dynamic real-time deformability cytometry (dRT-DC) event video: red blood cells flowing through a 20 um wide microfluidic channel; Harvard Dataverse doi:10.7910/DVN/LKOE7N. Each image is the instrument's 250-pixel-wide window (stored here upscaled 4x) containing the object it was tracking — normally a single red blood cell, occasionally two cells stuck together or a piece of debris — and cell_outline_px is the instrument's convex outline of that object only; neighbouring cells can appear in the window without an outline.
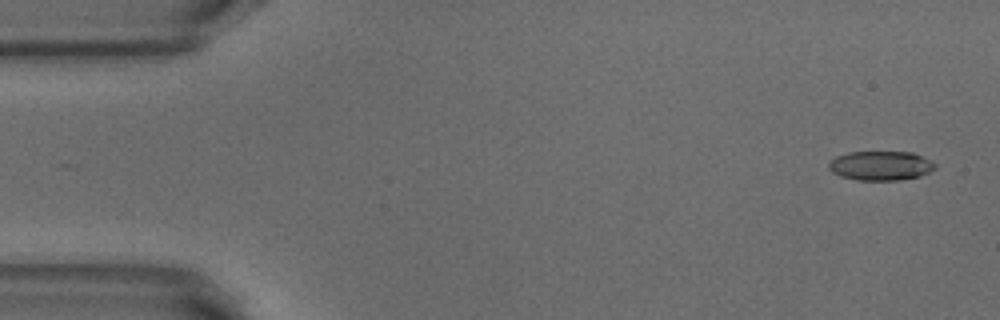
{"species": "common noctule bat (a hibernating species)", "species_latin": "Nyctalus noctula", "temperature_condition": "warm", "stored_images_in_passage": 50, "camera_frame_rate_fps": 3000, "um_per_image_px": 0.085, "animal": {"sex": "male", "body_mass_g": 18.8}, "frame": {"image": 1, "passage_image": 1, "time_ms": 0.0, "image_size_px": [1000, 320], "cell_outline_px": [[936, 168], [920, 176], [900, 180], [856, 180], [840, 176], [832, 172], [828, 168], [828, 160], [836, 156], [848, 152], [912, 152], [936, 164]], "centroid_in_image_um": [74.8, 14.08], "position_along_channel_um": 10.2, "area_um2": 18.21}}
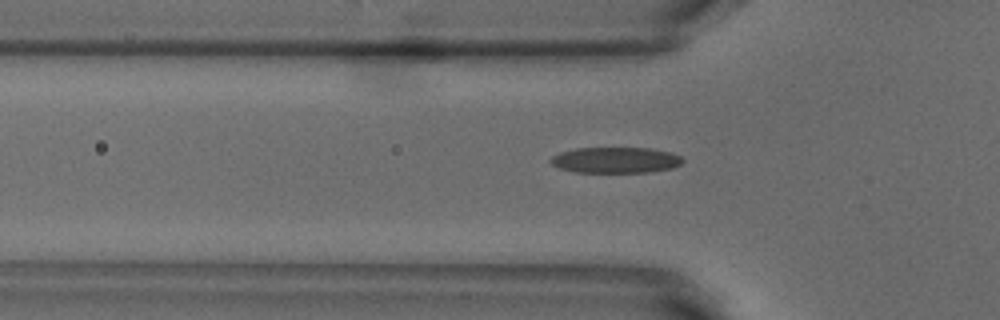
{"frame": {"image": 2, "passage_image": 15, "time_ms": 4.667, "image_size_px": [1000, 320], "cell_outline_px": [[684, 160], [680, 164], [672, 168], [648, 172], [576, 172], [560, 168], [552, 164], [548, 160], [552, 156], [560, 152], [576, 148], [648, 148], [672, 152], [680, 156]], "centroid_in_image_um": [52.32, 13.6], "position_along_channel_um": 73.5, "area_um2": 19.88}}
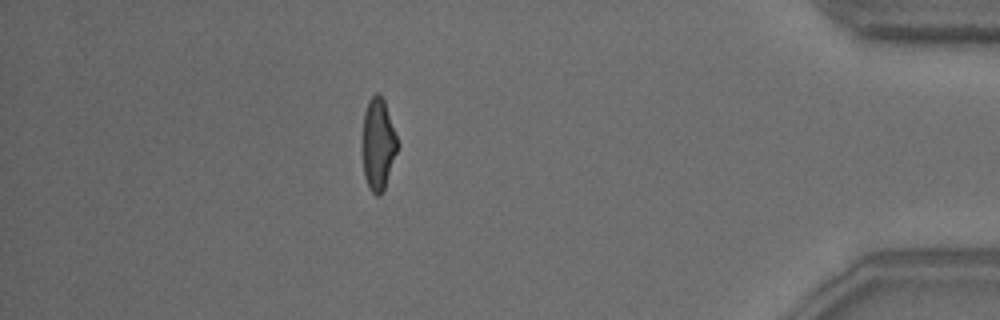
{"frame": {"image": 3, "passage_image": 44, "time_ms": 14.333, "image_size_px": [1000, 320], "cell_outline_px": [[400, 144], [384, 188], [380, 196], [376, 196], [368, 188], [364, 176], [364, 112], [368, 100], [376, 92], [380, 92], [384, 100]], "centroid_in_image_um": [32.17, 12.24], "position_along_channel_um": 403.0, "area_um2": 18.61}, "authors_computed_cell_mechanics": {"area_um2": 19.3052, "velocity_mm_per_s": 3.879, "shape_relaxation_time_tau1_ms": 3.9843, "shape_relaxation_time_tau2_ms": 1.4821, "deformation_change_tau1": 0.1883, "deformation_change_tau2": 0.1051}}